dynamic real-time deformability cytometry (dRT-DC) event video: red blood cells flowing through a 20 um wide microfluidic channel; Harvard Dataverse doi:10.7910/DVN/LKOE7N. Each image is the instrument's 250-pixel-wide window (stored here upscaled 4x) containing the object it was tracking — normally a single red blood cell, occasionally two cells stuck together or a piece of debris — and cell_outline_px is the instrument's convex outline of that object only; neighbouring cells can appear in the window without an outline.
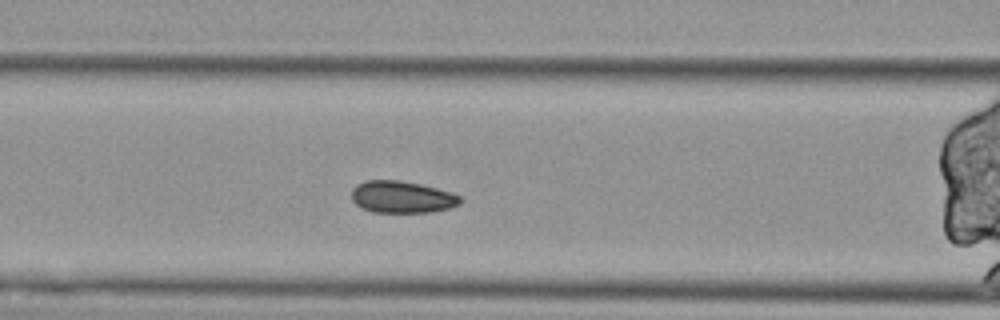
{"species": "Egyptian fruit bat (a non-hibernating species)", "species_latin": "Rousettus aegyptiacus", "temperature_condition": "cold", "stored_images_in_passage": 45, "segment_of_instrument_passage": [2, 2], "camera_frame_rate_fps": 3000, "um_per_image_px": 0.085, "animal": {"sex": "female"}, "frame": {"image": 1, "passage_image": 15, "time_ms": 4.667, "image_size_px": [1000, 320], "cell_outline_px": [[464, 200], [460, 204], [448, 208], [428, 212], [372, 212], [360, 208], [352, 200], [352, 188], [356, 184], [364, 180], [400, 180], [420, 184], [452, 192], [460, 196]], "centroid_in_image_um": [34.15, 16.74], "position_along_channel_um": 132.5, "area_um2": 20.4}}
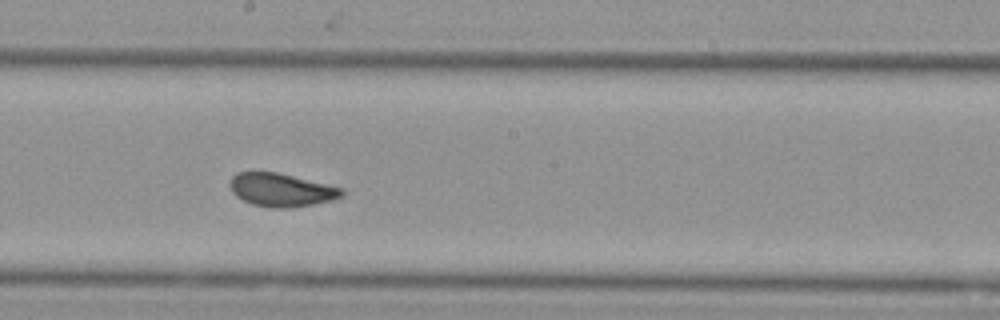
{"frame": {"image": 2, "passage_image": 23, "time_ms": 7.333, "image_size_px": [1000, 320], "cell_outline_px": [[344, 192], [340, 196], [332, 200], [312, 204], [288, 208], [272, 208], [252, 204], [236, 196], [232, 192], [228, 184], [232, 176], [236, 172], [276, 172], [344, 188]], "centroid_in_image_um": [23.87, 16.14], "position_along_channel_um": 224.3, "area_um2": 21.56}}
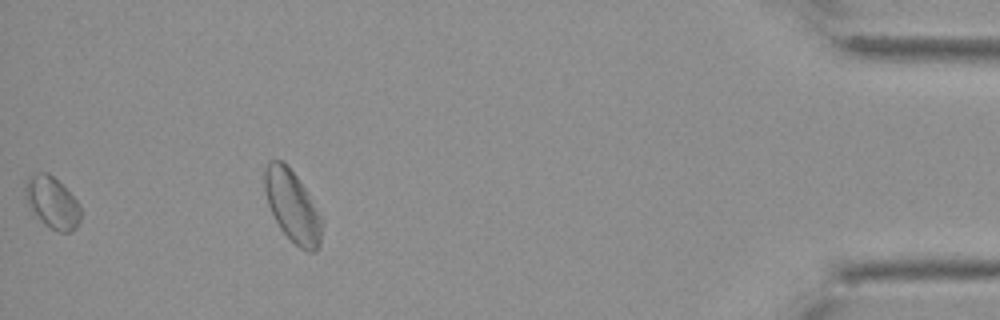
{"frame": {"image": 3, "passage_image": 44, "time_ms": 14.333, "image_size_px": [1000, 320], "cell_outline_px": [[80, 220], [76, 228], [72, 232], [60, 232], [44, 224], [32, 212], [28, 204], [24, 192], [24, 188], [28, 176], [40, 172], [48, 172], [80, 204]], "centroid_in_image_um": [4.42, 17.23], "position_along_channel_um": 430.8, "area_um2": 16.47}}